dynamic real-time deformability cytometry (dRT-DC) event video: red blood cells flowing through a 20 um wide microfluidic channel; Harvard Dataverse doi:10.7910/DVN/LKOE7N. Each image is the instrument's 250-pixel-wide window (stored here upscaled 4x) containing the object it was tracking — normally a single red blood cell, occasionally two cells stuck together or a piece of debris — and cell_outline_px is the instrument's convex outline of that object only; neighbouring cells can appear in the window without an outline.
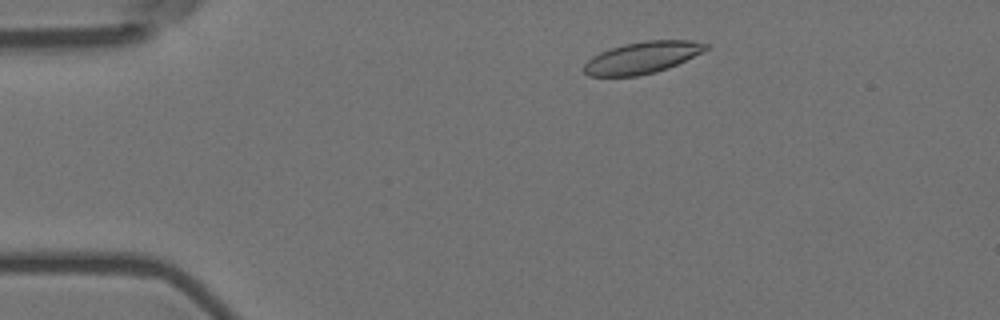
{"species": "Egyptian fruit bat (a non-hibernating species)", "species_latin": "Rousettus aegyptiacus", "temperature_condition": "room temperature", "stored_images_in_passage": 4, "camera_frame_rate_fps": 3000, "um_per_image_px": 0.085, "animal": {"sex": "female"}, "frame": {"image": 1, "passage_image": 2, "time_ms": 0.333, "image_size_px": [1000, 320], "cell_outline_px": [[708, 48], [668, 68], [656, 72], [636, 76], [588, 76], [584, 72], [584, 64], [592, 56], [600, 52], [624, 44], [644, 40], [688, 40], [708, 44]], "centroid_in_image_um": [54.54, 4.9], "position_along_channel_um": 30.5, "area_um2": 22.25}}